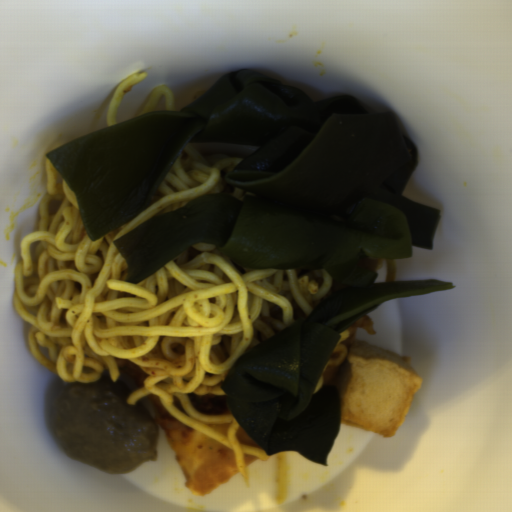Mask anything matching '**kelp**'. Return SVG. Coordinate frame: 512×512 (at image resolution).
Returning a JSON list of instances; mask_svg holds the SVG:
<instances>
[{
	"label": "kelp",
	"instance_id": "99668d17",
	"mask_svg": "<svg viewBox=\"0 0 512 512\" xmlns=\"http://www.w3.org/2000/svg\"><path fill=\"white\" fill-rule=\"evenodd\" d=\"M256 151L213 193L146 221L112 243L139 283L195 241L256 269L330 267L343 282L308 316L238 356L222 380L228 409L268 456L293 449L329 465L339 432L335 386L313 394L342 332L381 303L455 289L442 280L376 281L366 256L402 260L432 249L442 212L403 195L419 149L395 111L351 95L313 100L257 70L226 73L173 111L147 112L46 154L69 185L91 241L143 212L188 144Z\"/></svg>",
	"mask_w": 512,
	"mask_h": 512
}]
</instances>
